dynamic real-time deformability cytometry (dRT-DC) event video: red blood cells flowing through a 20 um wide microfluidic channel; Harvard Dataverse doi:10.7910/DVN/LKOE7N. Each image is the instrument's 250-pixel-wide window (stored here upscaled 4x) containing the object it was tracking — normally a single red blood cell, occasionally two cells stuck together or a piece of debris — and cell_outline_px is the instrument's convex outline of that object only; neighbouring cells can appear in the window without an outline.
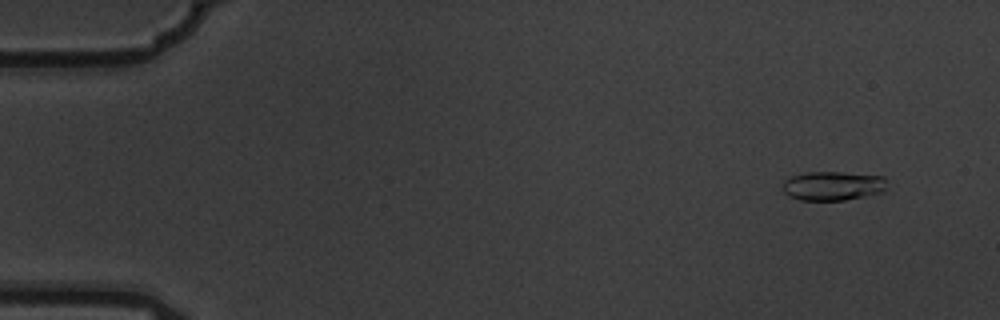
{"species": "common noctule bat (a hibernating species)", "species_latin": "Nyctalus noctula", "temperature_condition": "warm", "stored_images_in_passage": 6, "camera_frame_rate_fps": 3000, "um_per_image_px": 0.085, "animal": {"sex": "male", "body_mass_g": 19.5, "forearm_length_mm": 54.6}, "frame": {"image": 1, "passage_image": 2, "time_ms": 0.333, "image_size_px": [1000, 320], "cell_outline_px": [[884, 192], [844, 200], [800, 200], [788, 196], [784, 192], [784, 180], [792, 176], [804, 172], [840, 172], [884, 176]], "centroid_in_image_um": [70.76, 15.79], "position_along_channel_um": 14.2, "area_um2": 17.57}}
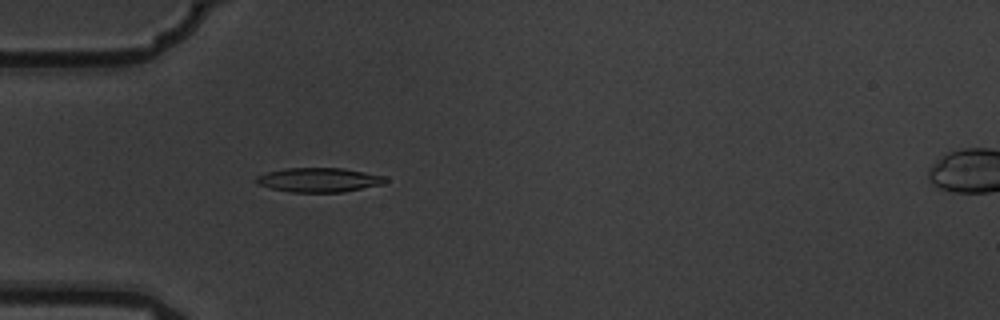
{"frame": {"image": 2, "passage_image": 6, "time_ms": 1.667, "image_size_px": [1000, 320], "cell_outline_px": [[388, 180], [384, 184], [344, 192], [292, 192], [272, 188], [256, 184], [252, 180], [256, 176], [268, 172], [284, 168], [344, 168], [388, 176]], "centroid_in_image_um": [27.13, 15.29], "position_along_channel_um": 57.9, "area_um2": 18.55}}